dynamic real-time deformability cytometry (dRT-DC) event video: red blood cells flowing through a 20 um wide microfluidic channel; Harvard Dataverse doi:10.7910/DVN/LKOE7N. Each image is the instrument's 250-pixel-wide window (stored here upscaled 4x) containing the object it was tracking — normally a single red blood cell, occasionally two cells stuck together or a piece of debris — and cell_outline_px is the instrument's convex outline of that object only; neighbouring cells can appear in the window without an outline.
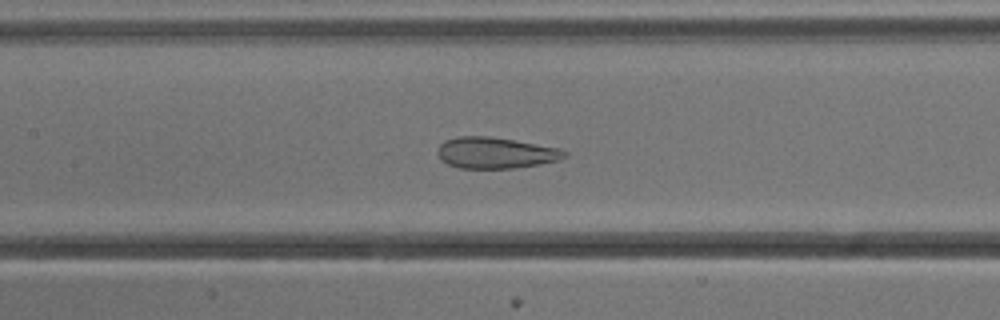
{"species": "common noctule bat (a hibernating species)", "species_latin": "Nyctalus noctula", "temperature_condition": "cold", "stored_images_in_passage": 29, "camera_frame_rate_fps": 3000, "um_per_image_px": 0.085, "animal": {"sex": "male", "body_mass_g": 13.3}, "frame": {"image": 1, "passage_image": 11, "time_ms": 3.333, "image_size_px": [1000, 320], "cell_outline_px": [[568, 156], [560, 160], [516, 168], [460, 168], [448, 164], [440, 160], [436, 152], [436, 148], [444, 140], [456, 136], [488, 136], [516, 140], [560, 148], [568, 152]], "centroid_in_image_um": [42.11, 12.98], "position_along_channel_um": 165.3, "area_um2": 23.41}}
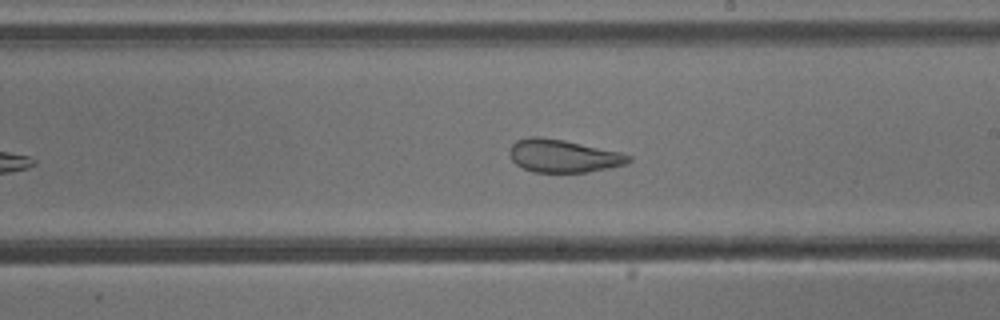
{"frame": {"image": 2, "passage_image": 17, "time_ms": 5.333, "image_size_px": [1000, 320], "cell_outline_px": [[632, 160], [628, 164], [588, 172], [536, 172], [524, 168], [516, 164], [512, 160], [508, 152], [512, 144], [516, 140], [528, 136], [540, 136], [564, 140], [620, 152], [632, 156]], "centroid_in_image_um": [47.87, 13.24], "position_along_channel_um": 241.1, "area_um2": 22.89}}
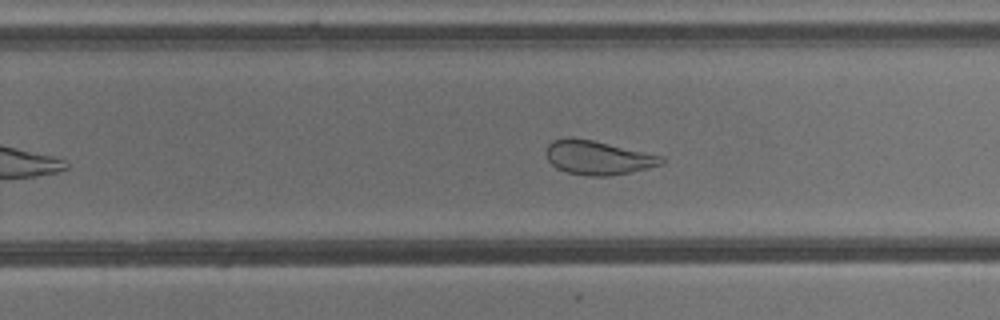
{"frame": {"image": 3, "passage_image": 20, "time_ms": 6.333, "image_size_px": [1000, 320], "cell_outline_px": [[664, 164], [648, 168], [608, 176], [588, 176], [568, 172], [556, 168], [548, 160], [548, 144], [552, 140], [568, 136], [572, 136], [592, 140], [664, 156]], "centroid_in_image_um": [50.83, 13.38], "position_along_channel_um": 279.0, "area_um2": 22.77}, "authors_computed_cell_mechanics": {"area_um2": 23.9292, "velocity_mm_per_s": 3.8245, "shape_relaxation_time_tau1_ms": null, "shape_relaxation_time_tau2_ms": 1.0235, "deformation_change_tau1": null, "deformation_change_tau2": 0.0897}}